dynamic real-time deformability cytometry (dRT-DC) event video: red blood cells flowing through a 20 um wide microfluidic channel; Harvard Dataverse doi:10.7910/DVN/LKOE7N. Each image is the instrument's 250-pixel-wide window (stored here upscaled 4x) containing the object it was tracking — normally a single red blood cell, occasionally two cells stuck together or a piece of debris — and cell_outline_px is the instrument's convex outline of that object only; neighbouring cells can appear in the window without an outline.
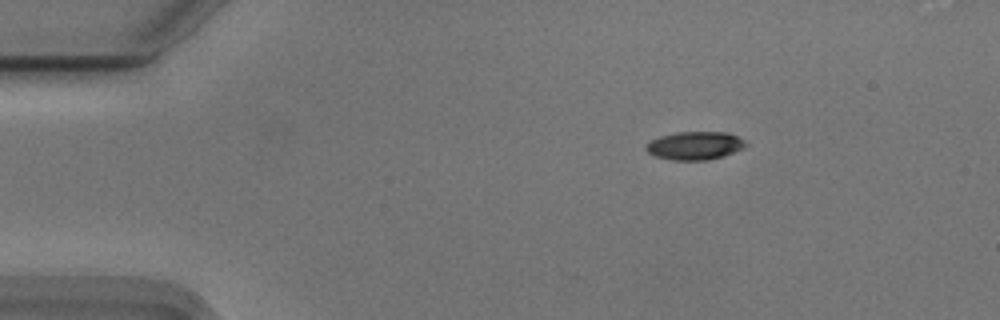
{"species": "Egyptian fruit bat (a non-hibernating species)", "species_latin": "Rousettus aegyptiacus", "temperature_condition": "cold", "stored_images_in_passage": 13, "camera_frame_rate_fps": 3000, "um_per_image_px": 0.085, "animal": {"sex": "male"}, "frame": {"image": 1, "passage_image": 1, "time_ms": 0.0, "image_size_px": [1000, 320], "cell_outline_px": [[748, 144], [744, 148], [724, 156], [708, 160], [672, 160], [656, 156], [648, 152], [644, 148], [652, 140], [660, 136], [676, 132], [728, 132], [744, 140]], "centroid_in_image_um": [59.09, 12.38], "position_along_channel_um": 25.9, "area_um2": 16.36}}
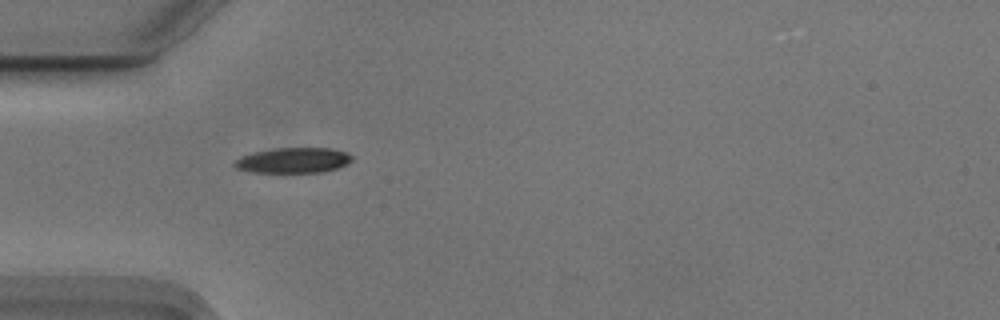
{"frame": {"image": 2, "passage_image": 9, "time_ms": 2.667, "image_size_px": [1000, 320], "cell_outline_px": [[352, 160], [348, 164], [324, 172], [248, 172], [236, 168], [232, 164], [240, 156], [256, 152], [276, 148], [332, 148], [348, 152], [352, 156]], "centroid_in_image_um": [24.95, 13.63], "position_along_channel_um": 60.1, "area_um2": 17.4}}
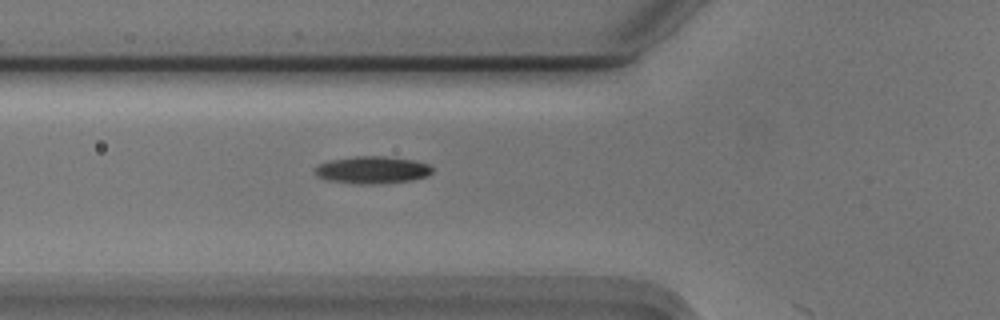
{"frame": {"image": 3, "passage_image": 12, "time_ms": 3.667, "image_size_px": [1000, 320], "cell_outline_px": [[432, 172], [428, 176], [412, 180], [380, 184], [356, 184], [328, 180], [316, 176], [316, 168], [320, 164], [332, 160], [356, 156], [384, 156], [416, 160], [428, 164], [432, 168]], "centroid_in_image_um": [31.69, 14.45], "position_along_channel_um": 94.1, "area_um2": 18.67}}